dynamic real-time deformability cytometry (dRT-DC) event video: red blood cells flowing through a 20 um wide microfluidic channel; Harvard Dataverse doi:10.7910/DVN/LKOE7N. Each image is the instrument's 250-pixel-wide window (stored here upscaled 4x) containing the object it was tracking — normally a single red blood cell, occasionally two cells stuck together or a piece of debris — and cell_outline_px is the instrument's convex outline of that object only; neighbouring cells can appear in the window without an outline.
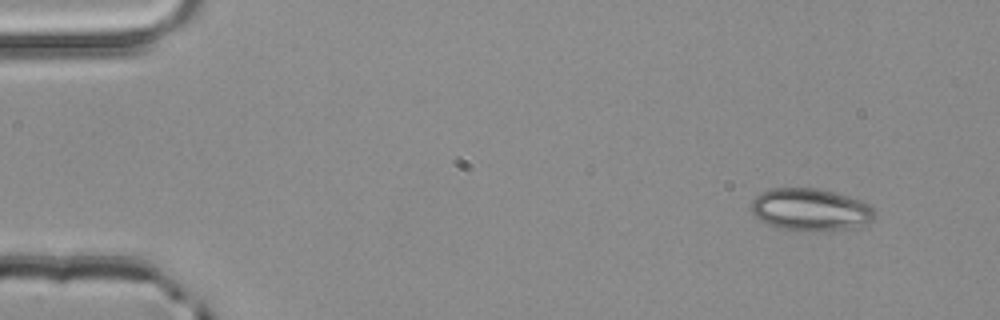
{"species": "common noctule bat (a hibernating species)", "species_latin": "Nyctalus noctula", "temperature_condition": "room temperature", "stored_images_in_passage": 3, "camera_frame_rate_fps": 3000, "um_per_image_px": 0.085, "animal": {"sex": "male", "body_mass_g": 20.4}, "frame": {"image": 1, "passage_image": 1, "time_ms": 0.0, "image_size_px": [1000, 320], "cell_outline_px": [[876, 216], [872, 220], [844, 228], [812, 232], [788, 232], [764, 224], [752, 212], [752, 200], [760, 192], [768, 188], [816, 188], [836, 192], [860, 200], [868, 204], [876, 212]], "centroid_in_image_um": [68.81, 17.83], "position_along_channel_um": 16.2, "area_um2": 30.81}}